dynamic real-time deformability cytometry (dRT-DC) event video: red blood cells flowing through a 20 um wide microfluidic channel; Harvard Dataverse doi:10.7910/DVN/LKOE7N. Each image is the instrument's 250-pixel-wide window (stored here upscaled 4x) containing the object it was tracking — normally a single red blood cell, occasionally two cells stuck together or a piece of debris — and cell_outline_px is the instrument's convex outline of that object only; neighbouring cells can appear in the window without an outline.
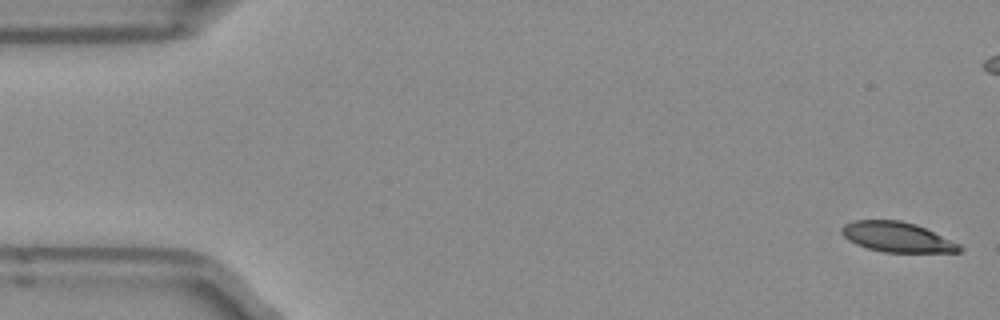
{"species": "Egyptian fruit bat (a non-hibernating species)", "species_latin": "Rousettus aegyptiacus", "temperature_condition": "room temperature", "stored_images_in_passage": 52, "camera_frame_rate_fps": 3000, "um_per_image_px": 0.085, "frame": {"image": 1, "passage_image": 1, "time_ms": 0.0, "image_size_px": [1000, 320], "cell_outline_px": [[964, 248], [960, 252], [884, 252], [868, 248], [856, 244], [848, 240], [840, 232], [840, 228], [844, 224], [852, 220], [900, 220], [916, 224], [960, 244]], "centroid_in_image_um": [76.23, 20.14], "position_along_channel_um": 8.8, "area_um2": 20.63}}
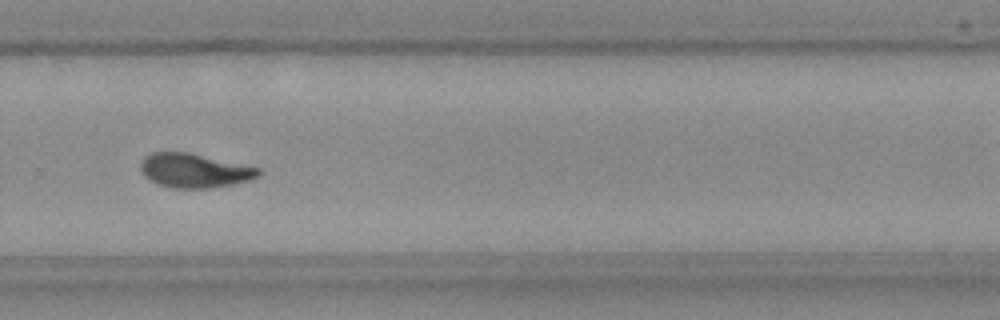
{"frame": {"image": 2, "passage_image": 34, "time_ms": 11.0, "image_size_px": [1000, 320], "cell_outline_px": [[260, 172], [256, 176], [244, 180], [228, 184], [208, 188], [176, 188], [160, 184], [148, 180], [144, 176], [140, 168], [140, 164], [144, 156], [152, 152], [188, 152], [260, 168]], "centroid_in_image_um": [16.43, 14.48], "position_along_channel_um": 313.4, "area_um2": 22.95}}
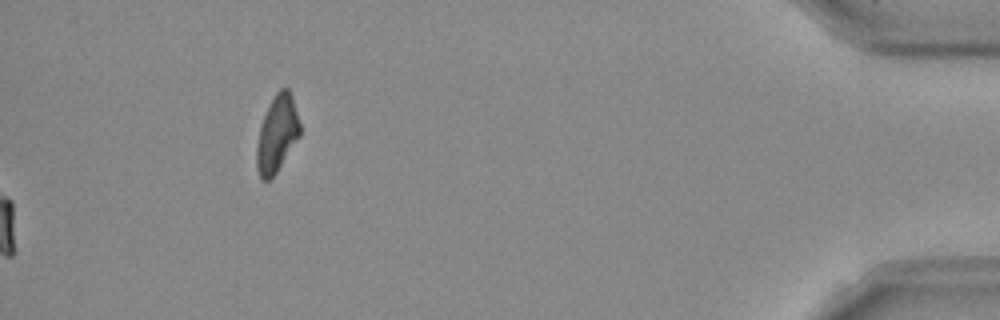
{"frame": {"image": 3, "passage_image": 52, "time_ms": 17.0, "image_size_px": [1000, 320], "cell_outline_px": [[300, 136], [276, 172], [268, 180], [264, 180], [260, 176], [256, 168], [256, 144], [260, 128], [264, 116], [276, 92], [280, 88], [288, 88], [292, 96], [300, 124]], "centroid_in_image_um": [23.54, 11.38], "position_along_channel_um": 411.7, "area_um2": 19.02}, "authors_computed_cell_mechanics": {"area_um2": 23.0044, "velocity_mm_per_s": 3.9412, "shape_relaxation_time_tau1_ms": 5.7619, "shape_relaxation_time_tau2_ms": 1.8902, "deformation_change_tau1": 0.1888, "deformation_change_tau2": 0.0698}}